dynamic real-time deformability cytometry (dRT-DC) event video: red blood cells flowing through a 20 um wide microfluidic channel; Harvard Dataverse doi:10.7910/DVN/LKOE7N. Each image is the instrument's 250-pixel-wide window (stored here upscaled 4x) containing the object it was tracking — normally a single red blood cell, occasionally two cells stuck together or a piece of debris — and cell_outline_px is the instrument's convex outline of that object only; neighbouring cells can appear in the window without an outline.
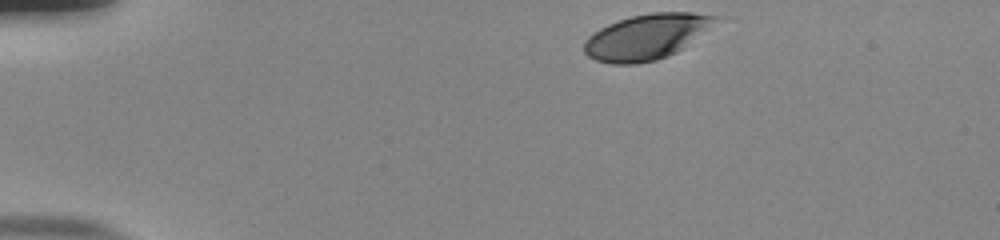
{"species": "human", "species_latin": "Homo sapiens", "temperature_condition": "room temperature", "stored_images_in_passage": 38, "camera_frame_rate_fps": 3000, "um_per_image_px": 0.085, "donor": {"sex": "male"}, "frame": {"image": 1, "passage_image": 1, "time_ms": 0.0, "image_size_px": [1000, 240], "cell_outline_px": [[728, 16], [676, 52], [668, 56], [656, 60], [636, 64], [612, 64], [596, 60], [588, 56], [584, 52], [584, 40], [588, 36], [600, 28], [608, 24], [632, 16], [652, 12], [692, 12]], "centroid_in_image_um": [55.03, 3.1], "position_along_channel_um": 30.0, "area_um2": 35.08}}
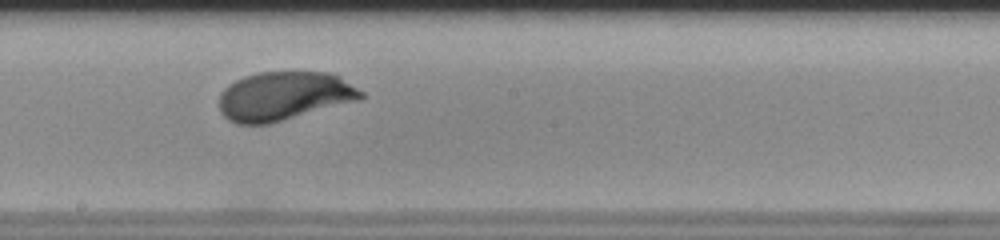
{"frame": {"image": 2, "passage_image": 23, "time_ms": 7.333, "image_size_px": [1000, 240], "cell_outline_px": [[364, 96], [360, 100], [268, 124], [236, 124], [228, 120], [220, 112], [220, 92], [228, 84], [244, 76], [256, 72], [328, 72], [340, 76], [364, 92]], "centroid_in_image_um": [24.14, 8.16], "position_along_channel_um": 224.1, "area_um2": 40.52}}
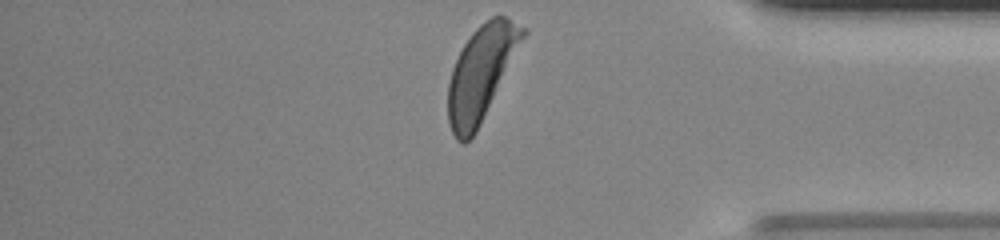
{"frame": {"image": 3, "passage_image": 38, "time_ms": 12.333, "image_size_px": [1000, 240], "cell_outline_px": [[528, 32], [476, 132], [464, 144], [456, 140], [452, 132], [448, 120], [448, 84], [452, 68], [464, 44], [472, 32], [484, 20], [492, 16], [504, 16], [528, 28]], "centroid_in_image_um": [40.91, 6.18], "position_along_channel_um": 394.3, "area_um2": 40.81}, "authors_computed_cell_mechanics": {"area_um2": 40.2866, "velocity_mm_per_s": 3.7481, "shape_relaxation_time_tau1_ms": 2.264, "shape_relaxation_time_tau2_ms": null, "deformation_change_tau1": 0.1418, "deformation_change_tau2": null}}